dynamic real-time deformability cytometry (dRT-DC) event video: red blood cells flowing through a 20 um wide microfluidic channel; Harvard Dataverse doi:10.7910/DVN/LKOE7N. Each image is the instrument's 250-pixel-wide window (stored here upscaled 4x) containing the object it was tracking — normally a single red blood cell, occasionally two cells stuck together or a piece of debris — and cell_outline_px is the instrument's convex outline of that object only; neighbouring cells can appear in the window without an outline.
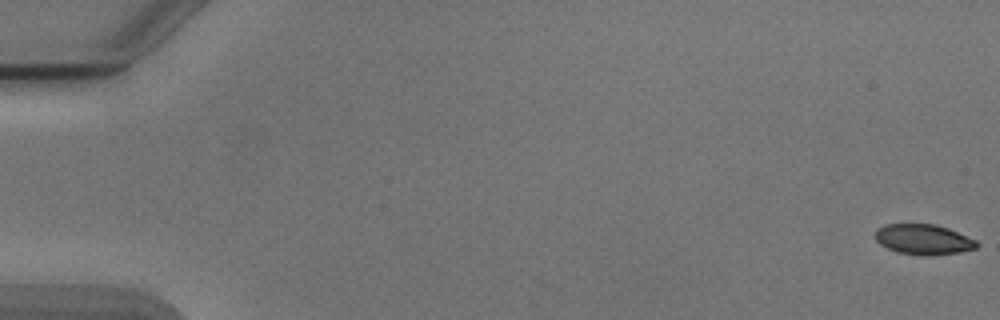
{"species": "Egyptian fruit bat (a non-hibernating species)", "species_latin": "Rousettus aegyptiacus", "temperature_condition": "cold", "stored_images_in_passage": 54, "camera_frame_rate_fps": 3000, "um_per_image_px": 0.085, "animal": {"sex": "male"}, "frame": {"image": 1, "passage_image": 1, "time_ms": 0.0, "image_size_px": [1000, 320], "cell_outline_px": [[980, 244], [976, 248], [956, 252], [900, 252], [888, 248], [880, 244], [876, 240], [876, 228], [884, 224], [936, 224], [948, 228], [976, 240]], "centroid_in_image_um": [78.47, 20.28], "position_along_channel_um": 6.5, "area_um2": 16.94}}
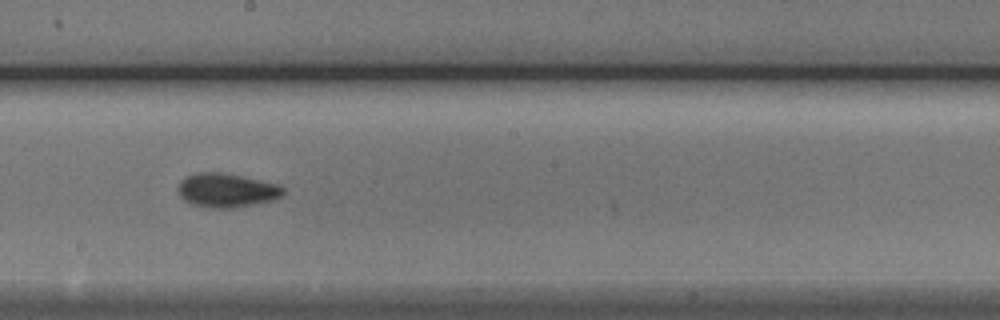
{"frame": {"image": 2, "passage_image": 31, "time_ms": 10.0, "image_size_px": [1000, 320], "cell_outline_px": [[284, 196], [272, 200], [236, 208], [208, 208], [192, 204], [184, 200], [180, 196], [176, 188], [180, 180], [196, 172], [220, 172], [240, 176], [276, 184], [284, 188]], "centroid_in_image_um": [19.22, 16.19], "position_along_channel_um": 229.0, "area_um2": 20.87}}
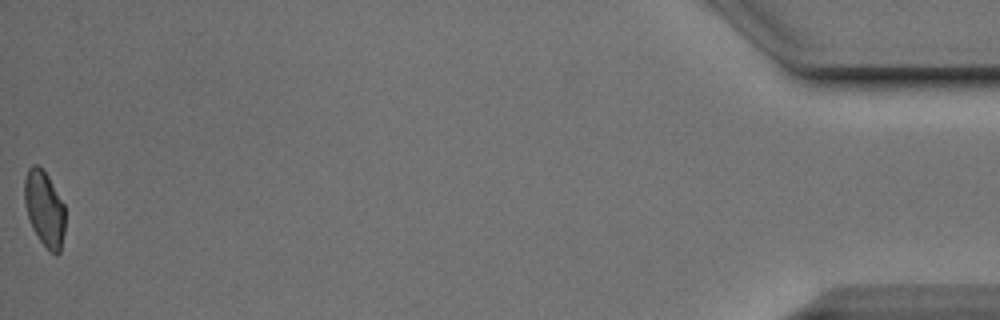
{"frame": {"image": 3, "passage_image": 54, "time_ms": 17.667, "image_size_px": [1000, 320], "cell_outline_px": [[64, 232], [60, 252], [56, 256], [48, 252], [32, 228], [24, 204], [24, 180], [28, 168], [32, 164], [36, 164], [48, 176], [64, 204]], "centroid_in_image_um": [3.77, 17.77], "position_along_channel_um": 431.4, "area_um2": 17.98}, "authors_computed_cell_mechanics": {"area_um2": 18.8717, "velocity_mm_per_s": 3.8894, "shape_relaxation_time_tau1_ms": 3.4255, "shape_relaxation_time_tau2_ms": 2.9157, "deformation_change_tau1": 0.128, "deformation_change_tau2": 0.046}}